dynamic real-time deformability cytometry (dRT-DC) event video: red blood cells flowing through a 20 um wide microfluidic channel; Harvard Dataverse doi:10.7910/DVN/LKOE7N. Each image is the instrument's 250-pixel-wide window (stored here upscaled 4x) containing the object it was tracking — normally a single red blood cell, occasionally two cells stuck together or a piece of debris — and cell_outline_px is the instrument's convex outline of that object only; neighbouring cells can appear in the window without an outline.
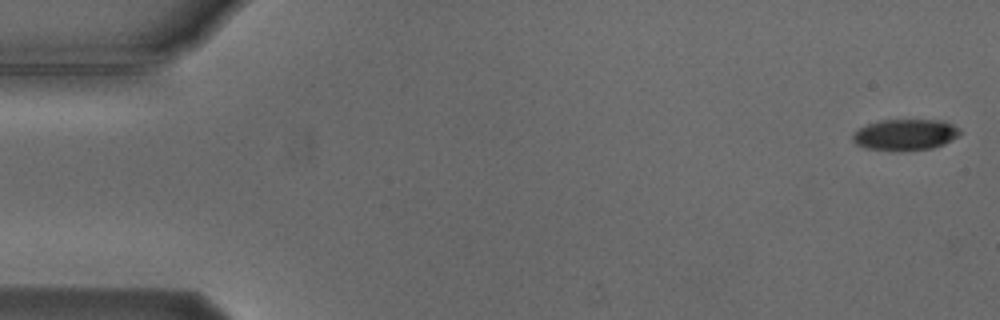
{"species": "Egyptian fruit bat (a non-hibernating species)", "species_latin": "Rousettus aegyptiacus", "temperature_condition": "cold", "stored_images_in_passage": 5, "camera_frame_rate_fps": 3000, "um_per_image_px": 0.085, "animal": {"sex": "male"}, "frame": {"image": 1, "passage_image": 1, "time_ms": 0.0, "image_size_px": [1000, 320], "cell_outline_px": [[960, 132], [952, 140], [944, 144], [932, 148], [900, 152], [864, 148], [856, 144], [852, 140], [852, 136], [860, 128], [868, 124], [880, 120], [940, 120], [952, 124]], "centroid_in_image_um": [76.91, 11.47], "position_along_channel_um": 8.1, "area_um2": 19.48}}
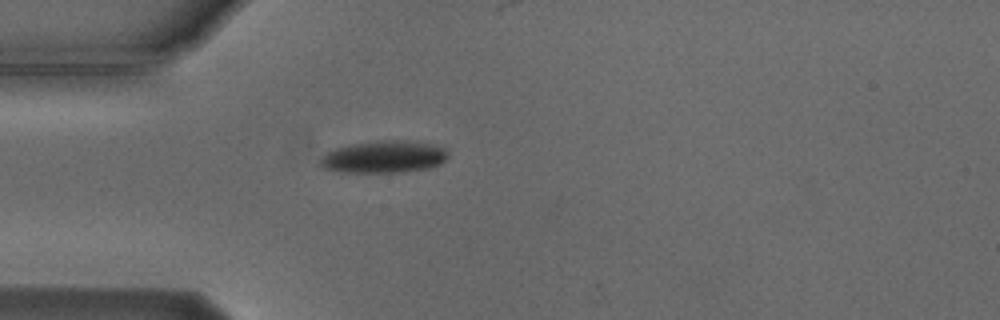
{"frame": {"image": 2, "passage_image": 5, "time_ms": 4.667, "image_size_px": [1000, 320], "cell_outline_px": [[448, 156], [440, 164], [428, 168], [400, 172], [344, 172], [324, 168], [320, 164], [320, 160], [328, 152], [336, 148], [352, 144], [376, 140], [404, 140], [428, 144], [444, 148], [448, 152]], "centroid_in_image_um": [32.64, 13.33], "position_along_channel_um": 52.4, "area_um2": 23.64}}